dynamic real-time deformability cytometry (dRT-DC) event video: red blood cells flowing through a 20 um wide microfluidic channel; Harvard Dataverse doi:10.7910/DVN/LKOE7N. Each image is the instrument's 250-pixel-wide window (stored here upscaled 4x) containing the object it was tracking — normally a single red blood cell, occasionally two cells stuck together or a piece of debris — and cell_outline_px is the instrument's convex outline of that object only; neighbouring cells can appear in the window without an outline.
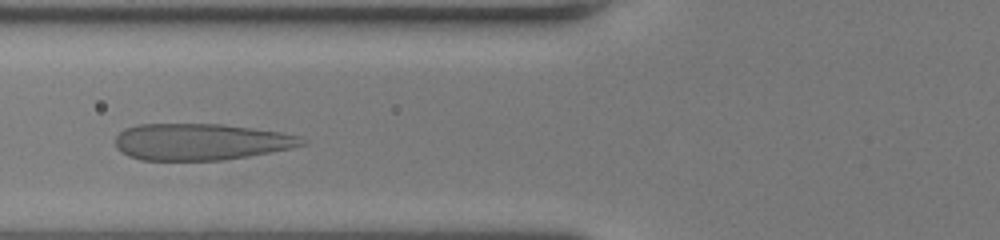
{"species": "human", "species_latin": "Homo sapiens", "temperature_condition": "room temperature", "stored_images_in_passage": 31, "camera_frame_rate_fps": 3000, "um_per_image_px": 0.085, "donor": {"sex": "female"}, "frame": {"image": 1, "passage_image": 7, "time_ms": 2.0, "image_size_px": [1000, 240], "cell_outline_px": [[308, 144], [292, 148], [248, 156], [224, 160], [140, 160], [128, 156], [120, 152], [116, 148], [116, 136], [124, 128], [136, 124], [220, 124], [252, 128], [280, 132], [300, 136], [308, 140]], "centroid_in_image_um": [17.07, 12.05], "position_along_channel_um": 108.7, "area_um2": 40.06}}
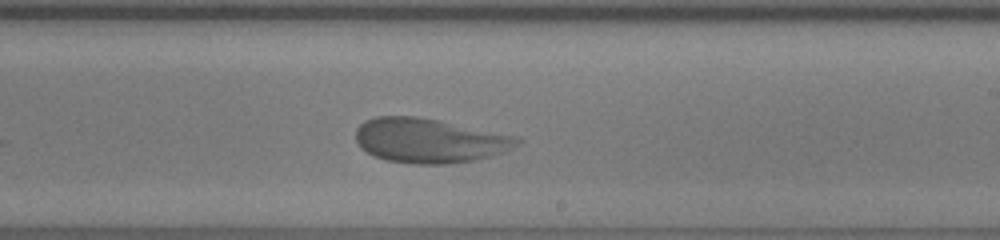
{"frame": {"image": 2, "passage_image": 18, "time_ms": 5.667, "image_size_px": [1000, 240], "cell_outline_px": [[524, 140], [520, 144], [504, 152], [492, 156], [476, 160], [448, 164], [412, 164], [384, 160], [372, 156], [360, 148], [356, 140], [356, 128], [364, 120], [376, 116], [416, 116], [520, 136]], "centroid_in_image_um": [36.51, 11.95], "position_along_channel_um": 252.5, "area_um2": 42.48}}
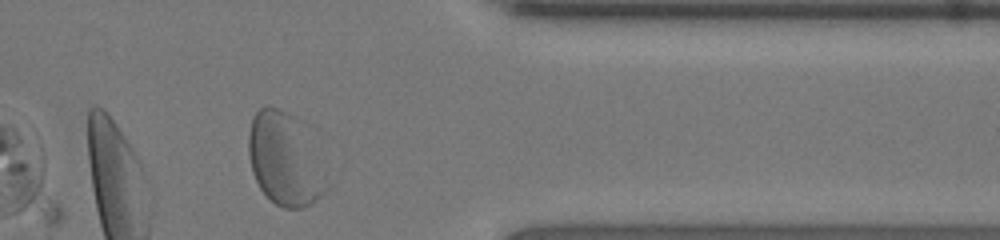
{"frame": {"image": 3, "passage_image": 29, "time_ms": 9.333, "image_size_px": [1000, 240], "cell_outline_px": [[324, 192], [308, 204], [300, 208], [284, 208], [276, 204], [260, 188], [252, 172], [248, 152], [248, 132], [252, 116], [260, 108], [268, 104], [280, 108], [288, 112], [300, 120], [324, 176]], "centroid_in_image_um": [24.1, 13.48], "position_along_channel_um": 387.3, "area_um2": 41.04}, "authors_computed_cell_mechanics": {"area_um2": 40.6334, "velocity_mm_per_s": 3.9483, "shape_relaxation_time_tau1_ms": 7.0164, "shape_relaxation_time_tau2_ms": null, "deformation_change_tau1": 0.2419, "deformation_change_tau2": null}}